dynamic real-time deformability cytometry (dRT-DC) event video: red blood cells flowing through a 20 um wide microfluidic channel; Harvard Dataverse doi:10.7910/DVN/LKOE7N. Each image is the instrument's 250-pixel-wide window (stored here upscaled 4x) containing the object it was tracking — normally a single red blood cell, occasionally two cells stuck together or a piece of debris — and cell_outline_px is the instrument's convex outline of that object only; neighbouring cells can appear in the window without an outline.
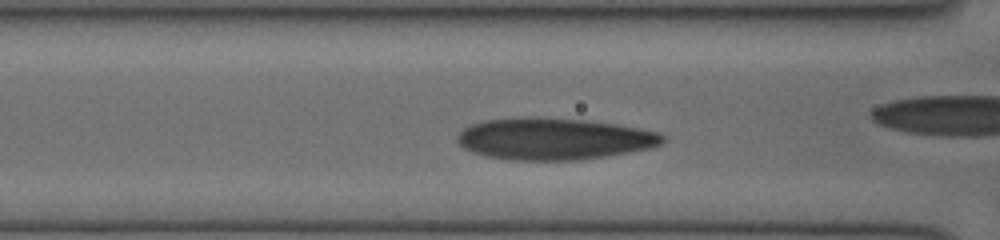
{"species": "human", "species_latin": "Homo sapiens", "temperature_condition": "cold", "stored_images_in_passage": 31, "camera_frame_rate_fps": 3000, "um_per_image_px": 0.085, "donor": {"sex": "female"}, "frame": {"image": 1, "passage_image": 10, "time_ms": 3.0, "image_size_px": [1000, 240], "cell_outline_px": [[664, 140], [660, 144], [652, 148], [604, 156], [576, 160], [508, 160], [484, 156], [472, 152], [464, 148], [456, 140], [456, 136], [464, 128], [472, 124], [484, 120], [524, 116], [528, 116], [584, 120], [612, 124], [636, 128], [656, 132], [664, 136]], "centroid_in_image_um": [47.0, 11.8], "position_along_channel_um": 119.6, "area_um2": 49.82}}
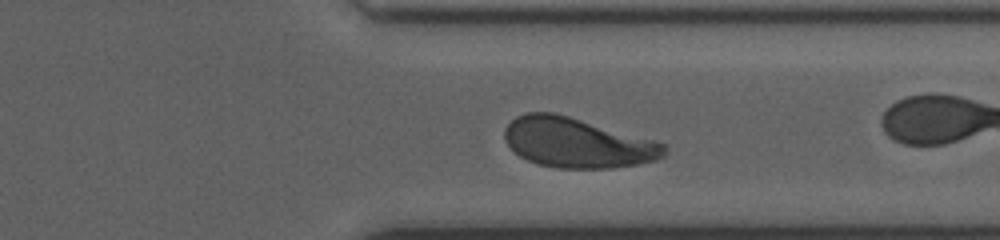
{"frame": {"image": 2, "passage_image": 27, "time_ms": 8.667, "image_size_px": [1000, 240], "cell_outline_px": [[668, 152], [664, 156], [656, 160], [636, 164], [612, 168], [556, 168], [540, 164], [528, 160], [520, 156], [504, 140], [504, 128], [516, 116], [528, 112], [552, 112], [568, 116], [652, 140], [664, 144]], "centroid_in_image_um": [49.03, 12.14], "position_along_channel_um": 362.4, "area_um2": 45.89}}